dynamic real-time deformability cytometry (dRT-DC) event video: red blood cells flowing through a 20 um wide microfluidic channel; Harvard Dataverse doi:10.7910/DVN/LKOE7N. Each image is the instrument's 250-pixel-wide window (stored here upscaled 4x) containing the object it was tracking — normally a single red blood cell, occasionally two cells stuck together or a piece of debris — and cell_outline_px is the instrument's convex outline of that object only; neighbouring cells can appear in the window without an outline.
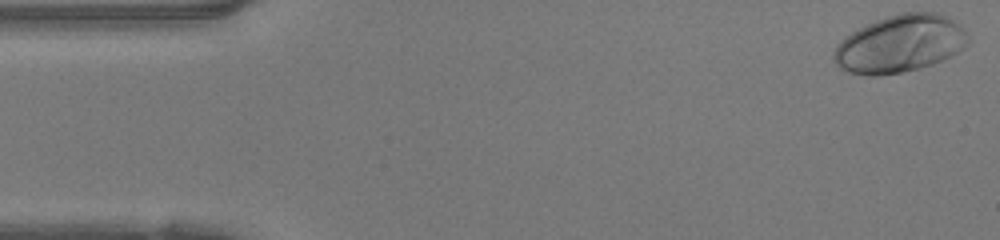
{"species": "human", "species_latin": "Homo sapiens", "temperature_condition": "warm", "stored_images_in_passage": 47, "camera_frame_rate_fps": 3000, "um_per_image_px": 0.085, "donor": {"sex": "female"}, "frame": {"image": 1, "passage_image": 1, "time_ms": 0.0, "image_size_px": [1000, 240], "cell_outline_px": [[972, 40], [964, 48], [952, 56], [932, 64], [920, 68], [900, 72], [876, 76], [868, 76], [848, 72], [840, 68], [832, 60], [832, 56], [836, 44], [840, 40], [852, 32], [884, 16], [900, 12], [936, 12], [948, 16], [964, 24]], "centroid_in_image_um": [76.56, 3.7], "position_along_channel_um": 8.4, "area_um2": 45.78}}
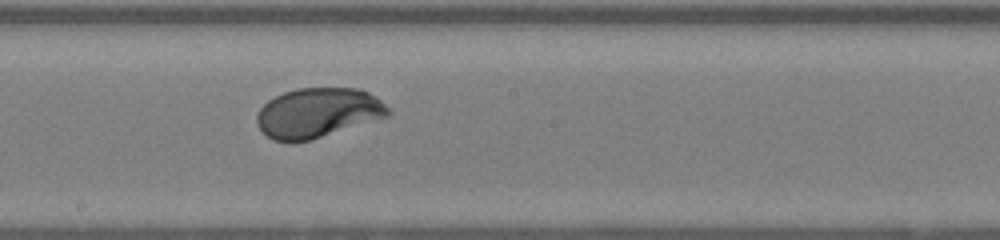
{"frame": {"image": 2, "passage_image": 25, "time_ms": 8.0, "image_size_px": [1000, 240], "cell_outline_px": [[392, 112], [388, 116], [308, 140], [292, 144], [272, 140], [256, 124], [256, 116], [260, 108], [268, 100], [284, 92], [296, 88], [360, 88], [376, 96]], "centroid_in_image_um": [26.98, 9.59], "position_along_channel_um": 221.2, "area_um2": 37.97}}
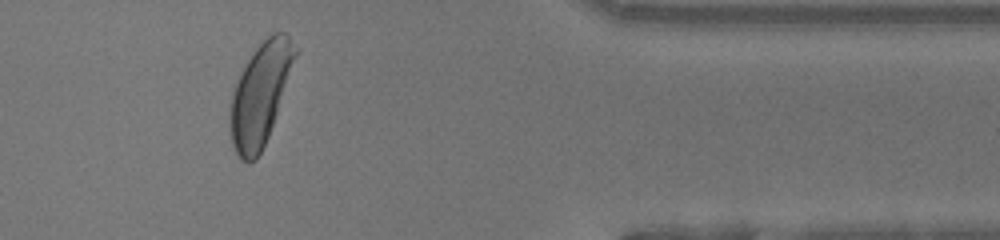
{"frame": {"image": 3, "passage_image": 39, "time_ms": 12.667, "image_size_px": [1000, 240], "cell_outline_px": [[300, 48], [268, 136], [256, 160], [248, 164], [240, 160], [232, 144], [228, 120], [228, 112], [232, 92], [248, 60], [256, 48], [272, 32], [284, 32]], "centroid_in_image_um": [22.12, 8.02], "position_along_channel_um": 389.3, "area_um2": 38.55}, "authors_computed_cell_mechanics": {"area_um2": 38.8994, "velocity_mm_per_s": 4.1916, "shape_relaxation_time_tau1_ms": 2.0659, "shape_relaxation_time_tau2_ms": null, "deformation_change_tau1": 0.1601, "deformation_change_tau2": null}}